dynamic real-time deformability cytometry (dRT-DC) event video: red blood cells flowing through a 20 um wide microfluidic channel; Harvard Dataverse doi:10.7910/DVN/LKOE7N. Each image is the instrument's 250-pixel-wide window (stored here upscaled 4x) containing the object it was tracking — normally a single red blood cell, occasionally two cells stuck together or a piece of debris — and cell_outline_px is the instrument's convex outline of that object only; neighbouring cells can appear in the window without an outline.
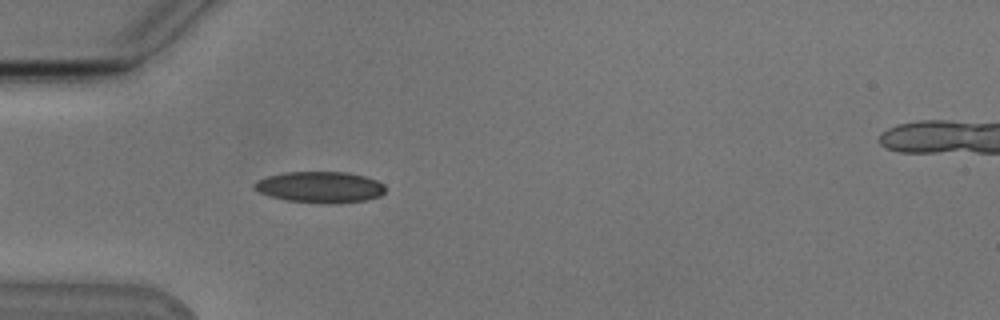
{"species": "Egyptian fruit bat (a non-hibernating species)", "species_latin": "Rousettus aegyptiacus", "temperature_condition": "cold", "stored_images_in_passage": 42, "camera_frame_rate_fps": 3000, "um_per_image_px": 0.085, "animal": {"sex": "male"}, "frame": {"image": 1, "passage_image": 5, "time_ms": 1.333, "image_size_px": [1000, 320], "cell_outline_px": [[384, 192], [380, 196], [368, 200], [332, 204], [320, 204], [284, 200], [260, 192], [252, 188], [252, 184], [256, 180], [268, 176], [288, 172], [344, 172], [364, 176], [376, 180], [384, 184]], "centroid_in_image_um": [27.19, 15.92], "position_along_channel_um": 57.8, "area_um2": 23.99}}
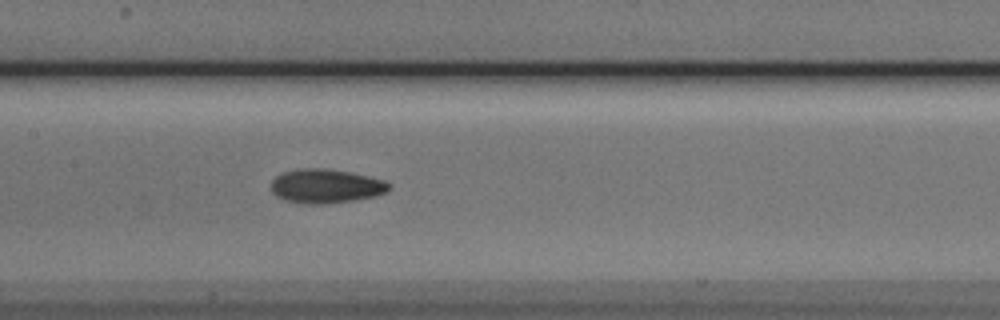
{"frame": {"image": 2, "passage_image": 15, "time_ms": 4.667, "image_size_px": [1000, 320], "cell_outline_px": [[388, 188], [384, 192], [376, 196], [352, 200], [320, 204], [304, 204], [284, 200], [276, 196], [272, 192], [272, 180], [276, 176], [284, 172], [304, 168], [324, 168], [348, 172], [384, 180], [388, 184]], "centroid_in_image_um": [27.64, 15.82], "position_along_channel_um": 179.8, "area_um2": 23.0}}
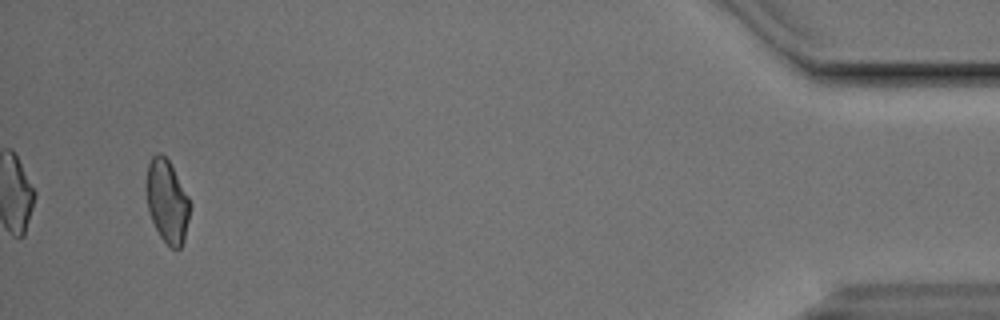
{"frame": {"image": 3, "passage_image": 40, "time_ms": 13.0, "image_size_px": [1000, 320], "cell_outline_px": [[192, 204], [184, 240], [180, 248], [176, 252], [160, 236], [152, 220], [148, 208], [144, 184], [148, 164], [152, 156], [156, 152], [160, 152], [168, 160], [188, 196]], "centroid_in_image_um": [14.19, 17.1], "position_along_channel_um": 421.0, "area_um2": 21.33}, "authors_computed_cell_mechanics": {"area_um2": 22.4553, "velocity_mm_per_s": 3.821, "shape_relaxation_time_tau1_ms": 6.8367, "shape_relaxation_time_tau2_ms": 5.1592, "deformation_change_tau1": 0.1456, "deformation_change_tau2": 0.1117}}